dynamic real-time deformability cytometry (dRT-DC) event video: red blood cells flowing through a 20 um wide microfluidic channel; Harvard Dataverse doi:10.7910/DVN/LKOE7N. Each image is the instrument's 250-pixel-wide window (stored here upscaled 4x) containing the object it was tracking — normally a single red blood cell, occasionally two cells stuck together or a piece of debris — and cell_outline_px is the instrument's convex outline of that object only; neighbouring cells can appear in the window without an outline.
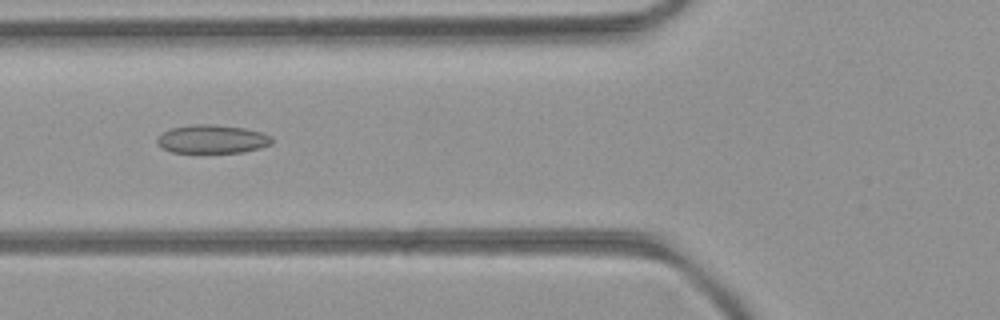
{"species": "common noctule bat (a hibernating species)", "species_latin": "Nyctalus noctula", "temperature_condition": "room temperature", "stored_images_in_passage": 35, "camera_frame_rate_fps": 3000, "um_per_image_px": 0.085, "animal": {"sex": "female", "body_mass_g": 21.9}, "frame": {"image": 1, "passage_image": 12, "time_ms": 3.667, "image_size_px": [1000, 320], "cell_outline_px": [[272, 144], [260, 148], [244, 152], [172, 152], [164, 148], [156, 140], [156, 136], [172, 128], [192, 124], [212, 124], [244, 128], [260, 132], [272, 136]], "centroid_in_image_um": [18.06, 11.82], "position_along_channel_um": 107.7, "area_um2": 18.9}}
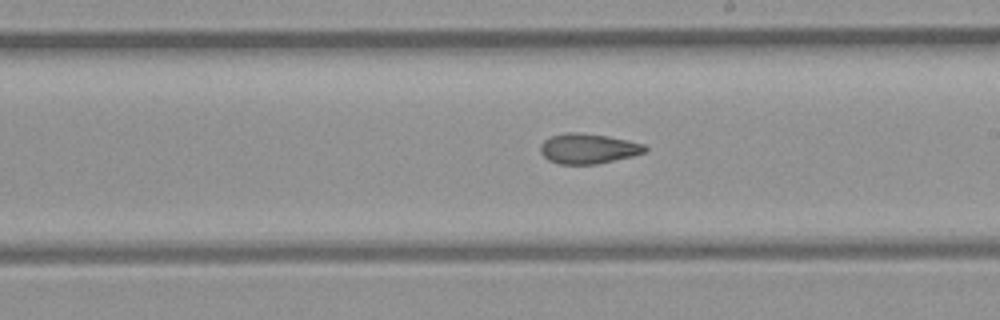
{"frame": {"image": 2, "passage_image": 21, "time_ms": 6.667, "image_size_px": [1000, 320], "cell_outline_px": [[648, 148], [644, 152], [632, 156], [596, 164], [560, 164], [548, 160], [540, 152], [540, 144], [544, 140], [552, 136], [564, 132], [576, 132], [608, 136], [628, 140], [644, 144]], "centroid_in_image_um": [49.97, 12.62], "position_along_channel_um": 239.0, "area_um2": 18.32}}
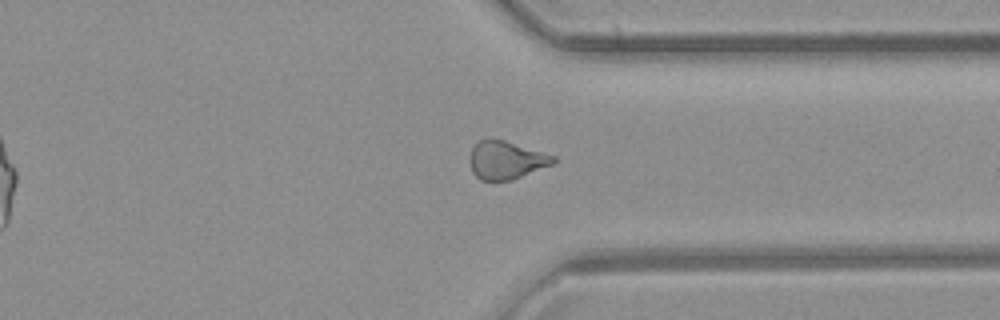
{"frame": {"image": 3, "passage_image": 30, "time_ms": 9.667, "image_size_px": [1000, 320], "cell_outline_px": [[556, 160], [552, 164], [512, 180], [480, 180], [472, 172], [468, 160], [468, 156], [472, 148], [480, 140], [492, 136], [556, 156]], "centroid_in_image_um": [42.97, 13.58], "position_along_channel_um": 368.4, "area_um2": 18.79}, "authors_computed_cell_mechanics": {"area_um2": 18.785, "velocity_mm_per_s": 4.3562, "shape_relaxation_time_tau1_ms": null, "shape_relaxation_time_tau2_ms": 2.4249, "deformation_change_tau1": null, "deformation_change_tau2": 0.0911}}